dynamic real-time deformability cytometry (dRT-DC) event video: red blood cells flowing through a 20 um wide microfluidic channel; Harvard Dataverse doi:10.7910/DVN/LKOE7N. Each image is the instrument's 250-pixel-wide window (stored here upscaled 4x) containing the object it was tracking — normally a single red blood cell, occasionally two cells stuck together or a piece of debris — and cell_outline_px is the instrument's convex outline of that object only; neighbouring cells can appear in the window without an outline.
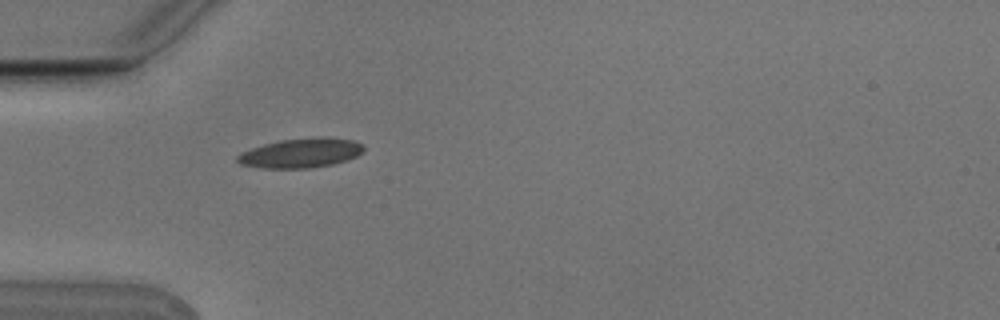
{"species": "Egyptian fruit bat (a non-hibernating species)", "species_latin": "Rousettus aegyptiacus", "temperature_condition": "cold", "stored_images_in_passage": 5, "camera_frame_rate_fps": 3000, "um_per_image_px": 0.085, "animal": {"sex": "male"}, "frame": {"image": 1, "passage_image": 5, "time_ms": 1.333, "image_size_px": [1000, 320], "cell_outline_px": [[364, 148], [356, 156], [348, 160], [332, 164], [308, 168], [264, 168], [240, 164], [236, 160], [236, 156], [252, 148], [264, 144], [284, 140], [324, 136], [352, 140], [364, 144]], "centroid_in_image_um": [25.6, 13.0], "position_along_channel_um": 59.4, "area_um2": 21.44}}